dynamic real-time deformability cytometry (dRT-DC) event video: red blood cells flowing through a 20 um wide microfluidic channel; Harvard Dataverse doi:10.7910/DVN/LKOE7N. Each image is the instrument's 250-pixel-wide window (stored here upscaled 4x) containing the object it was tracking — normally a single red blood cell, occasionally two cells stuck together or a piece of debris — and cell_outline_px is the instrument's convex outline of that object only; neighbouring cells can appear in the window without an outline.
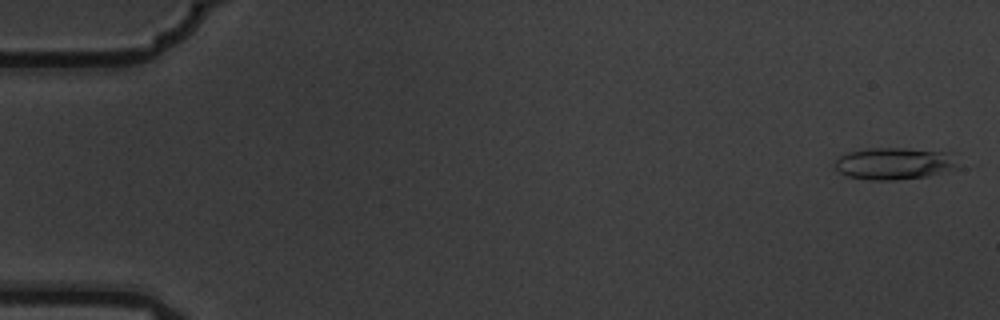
{"species": "common noctule bat (a hibernating species)", "species_latin": "Nyctalus noctula", "temperature_condition": "warm", "stored_images_in_passage": 6, "camera_frame_rate_fps": 3000, "um_per_image_px": 0.085, "animal": {"sex": "male", "body_mass_g": 19.5, "forearm_length_mm": 54.6}, "frame": {"image": 1, "passage_image": 1, "time_ms": 0.0, "image_size_px": [1000, 320], "cell_outline_px": [[960, 168], [928, 176], [896, 180], [872, 180], [848, 176], [840, 172], [836, 168], [836, 160], [840, 156], [848, 152], [868, 148], [908, 148], [948, 152]], "centroid_in_image_um": [76.03, 13.9], "position_along_channel_um": 9.0, "area_um2": 22.83}}
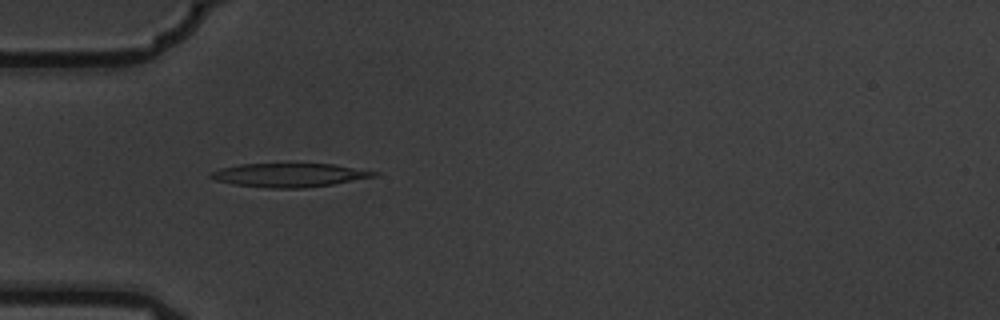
{"frame": {"image": 2, "passage_image": 5, "time_ms": 1.333, "image_size_px": [1000, 320], "cell_outline_px": [[380, 176], [332, 184], [304, 188], [268, 188], [232, 184], [216, 180], [208, 176], [212, 172], [220, 168], [240, 164], [332, 164], [380, 172]], "centroid_in_image_um": [24.62, 14.88], "position_along_channel_um": 60.4, "area_um2": 22.54}}
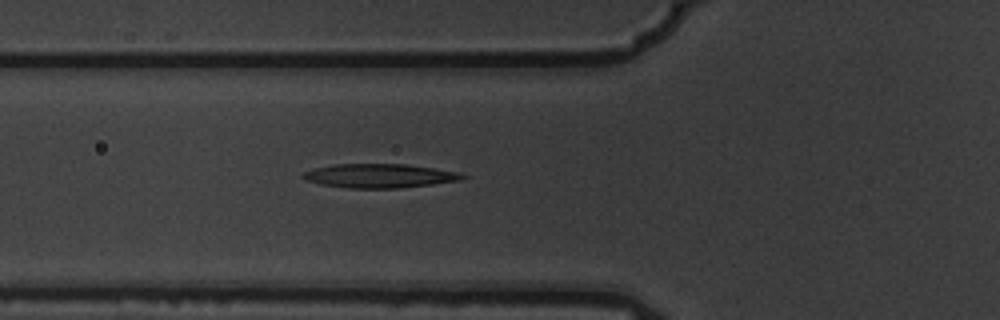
{"frame": {"image": 3, "passage_image": 6, "time_ms": 1.667, "image_size_px": [1000, 320], "cell_outline_px": [[468, 176], [460, 180], [432, 184], [400, 188], [348, 188], [320, 184], [304, 180], [300, 176], [304, 172], [316, 168], [332, 164], [408, 164], [460, 172]], "centroid_in_image_um": [32.25, 14.94], "position_along_channel_um": 93.5, "area_um2": 22.37}}